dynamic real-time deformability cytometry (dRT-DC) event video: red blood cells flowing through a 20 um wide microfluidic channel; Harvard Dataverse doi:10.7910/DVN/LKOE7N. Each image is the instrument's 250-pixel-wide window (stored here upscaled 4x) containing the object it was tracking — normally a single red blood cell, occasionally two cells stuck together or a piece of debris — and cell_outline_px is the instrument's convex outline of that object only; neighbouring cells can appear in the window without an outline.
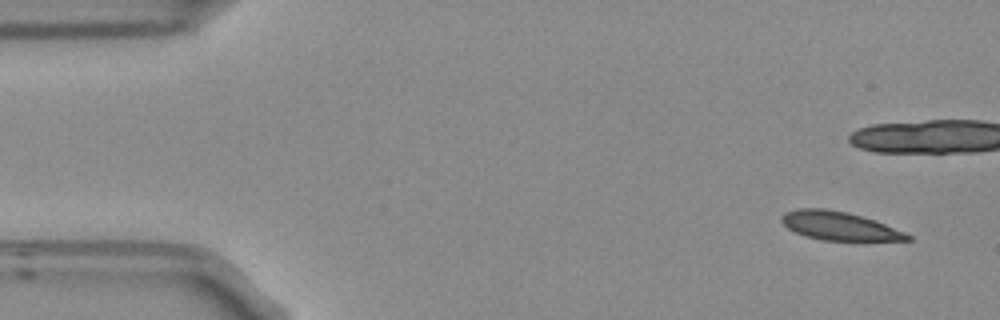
{"species": "Egyptian fruit bat (a non-hibernating species)", "species_latin": "Rousettus aegyptiacus", "temperature_condition": "room temperature", "stored_images_in_passage": 7, "camera_frame_rate_fps": 3000, "um_per_image_px": 0.085, "frame": {"image": 1, "passage_image": 1, "time_ms": 0.0, "image_size_px": [1000, 320], "cell_outline_px": [[912, 240], [820, 240], [804, 236], [788, 228], [780, 220], [780, 216], [784, 212], [800, 208], [824, 208], [848, 212], [884, 224], [904, 232], [912, 236]], "centroid_in_image_um": [71.27, 19.2], "position_along_channel_um": 13.7, "area_um2": 20.69}}